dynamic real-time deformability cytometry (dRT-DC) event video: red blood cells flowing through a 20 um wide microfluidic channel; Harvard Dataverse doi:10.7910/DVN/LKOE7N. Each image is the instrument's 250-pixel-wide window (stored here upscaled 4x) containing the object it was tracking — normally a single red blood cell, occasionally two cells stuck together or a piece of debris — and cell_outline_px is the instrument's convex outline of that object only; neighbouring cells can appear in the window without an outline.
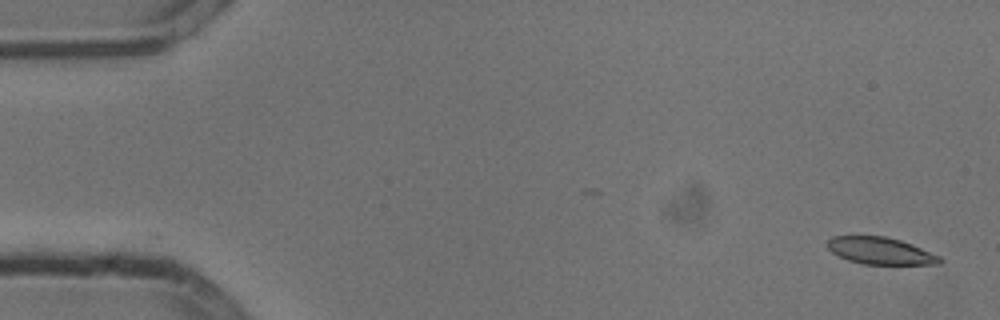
{"species": "common noctule bat (a hibernating species)", "species_latin": "Nyctalus noctula", "temperature_condition": "cold", "stored_images_in_passage": 39, "camera_frame_rate_fps": 3000, "um_per_image_px": 0.085, "animal": {"sex": "male", "body_mass_g": 13.3}, "frame": {"image": 1, "passage_image": 2, "time_ms": 0.333, "image_size_px": [1000, 320], "cell_outline_px": [[944, 260], [940, 264], [864, 264], [848, 260], [832, 252], [828, 248], [828, 240], [832, 236], [884, 236], [900, 240], [912, 244], [940, 256]], "centroid_in_image_um": [74.86, 21.32], "position_along_channel_um": 10.1, "area_um2": 17.57}}
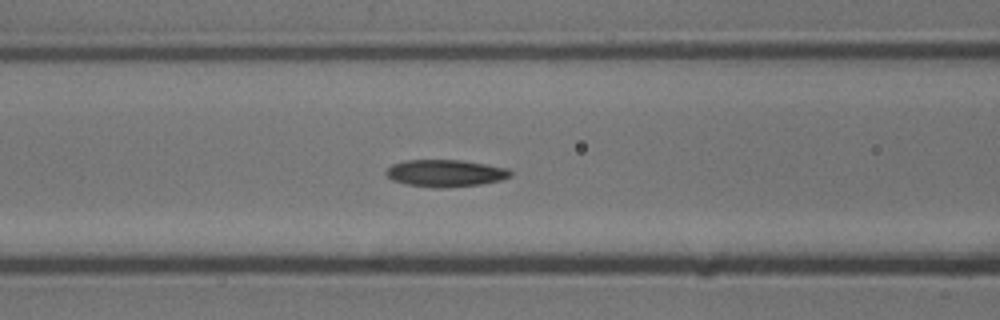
{"frame": {"image": 2, "passage_image": 22, "time_ms": 7.0, "image_size_px": [1000, 320], "cell_outline_px": [[512, 176], [500, 180], [480, 184], [448, 188], [432, 188], [408, 184], [392, 180], [384, 172], [392, 164], [404, 160], [460, 160], [508, 168], [512, 172]], "centroid_in_image_um": [37.85, 14.72], "position_along_channel_um": 128.7, "area_um2": 19.65}}
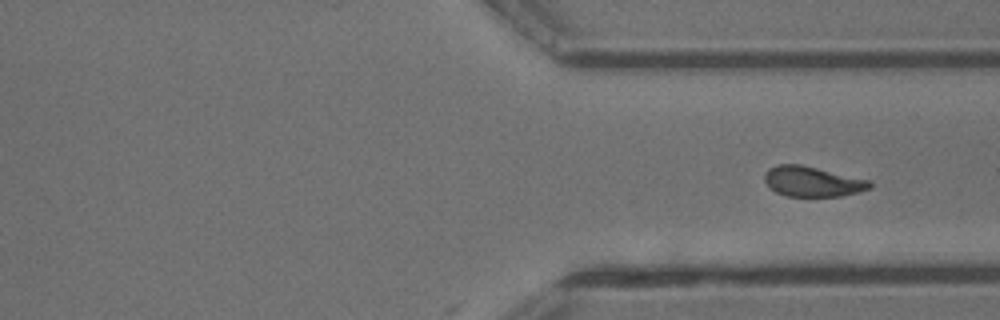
{"frame": {"image": 3, "passage_image": 39, "time_ms": 12.667, "image_size_px": [1000, 320], "cell_outline_px": [[872, 188], [860, 192], [840, 196], [788, 196], [776, 192], [764, 180], [764, 172], [768, 168], [776, 164], [800, 164], [872, 180]], "centroid_in_image_um": [69.09, 15.42], "position_along_channel_um": 342.3, "area_um2": 18.67}}